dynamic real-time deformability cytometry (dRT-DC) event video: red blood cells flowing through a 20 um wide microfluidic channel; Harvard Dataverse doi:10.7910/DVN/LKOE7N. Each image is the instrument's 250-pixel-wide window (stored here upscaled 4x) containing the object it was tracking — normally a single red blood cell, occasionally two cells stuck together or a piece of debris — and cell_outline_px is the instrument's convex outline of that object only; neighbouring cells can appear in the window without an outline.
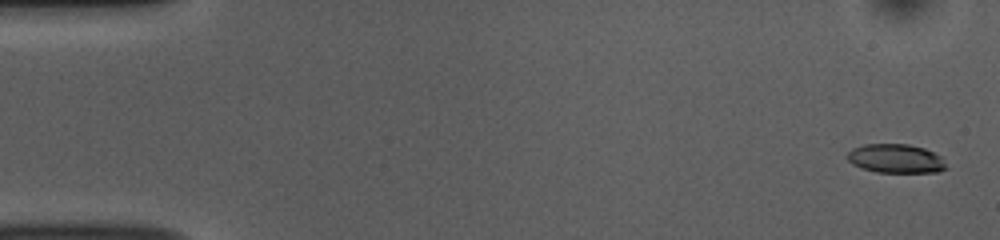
{"species": "common noctule bat (a hibernating species)", "species_latin": "Nyctalus noctula", "temperature_condition": "room temperature", "stored_images_in_passage": 15, "camera_frame_rate_fps": 3000, "um_per_image_px": 0.085, "animal": {"sex": "female", "body_mass_g": 10.0, "forearm_length_mm": 53.1}, "frame": {"image": 1, "passage_image": 1, "time_ms": 0.0, "image_size_px": [1000, 240], "cell_outline_px": [[940, 168], [920, 172], [888, 172], [868, 168], [860, 164], [896, 144], [920, 148], [928, 152], [932, 156]], "centroid_in_image_um": [76.69, 13.62], "position_along_channel_um": 8.3, "area_um2": 10.64}}
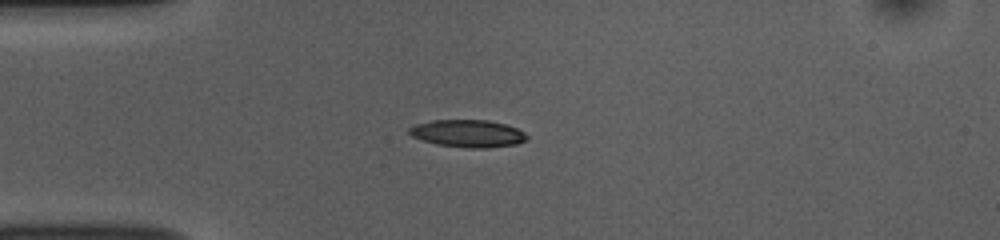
{"frame": {"image": 2, "passage_image": 13, "time_ms": 4.0, "image_size_px": [1000, 240], "cell_outline_px": [[520, 140], [504, 144], [448, 144], [432, 140], [420, 136], [436, 124], [456, 120], [472, 120], [496, 124], [512, 128], [520, 132]], "centroid_in_image_um": [40.09, 11.31], "position_along_channel_um": 44.9, "area_um2": 13.29}}